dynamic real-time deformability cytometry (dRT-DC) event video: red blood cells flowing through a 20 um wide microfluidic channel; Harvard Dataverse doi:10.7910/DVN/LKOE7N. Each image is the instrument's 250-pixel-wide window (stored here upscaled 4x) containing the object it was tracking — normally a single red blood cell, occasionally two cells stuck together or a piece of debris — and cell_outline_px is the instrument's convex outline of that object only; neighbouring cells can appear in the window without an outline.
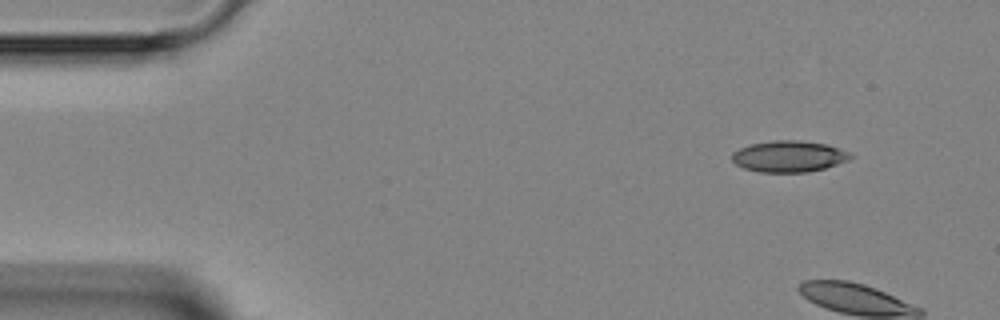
{"species": "Egyptian fruit bat (a non-hibernating species)", "species_latin": "Rousettus aegyptiacus", "temperature_condition": "room temperature", "stored_images_in_passage": 7, "camera_frame_rate_fps": 3000, "um_per_image_px": 0.085, "animal": {"sex": "female"}, "frame": {"image": 1, "passage_image": 1, "time_ms": 0.0, "image_size_px": [1000, 320], "cell_outline_px": [[856, 156], [848, 160], [824, 168], [808, 172], [760, 172], [744, 168], [736, 164], [732, 160], [732, 152], [740, 148], [752, 144], [776, 140], [796, 140], [824, 144], [840, 148]], "centroid_in_image_um": [67.06, 13.29], "position_along_channel_um": 17.9, "area_um2": 21.44}}
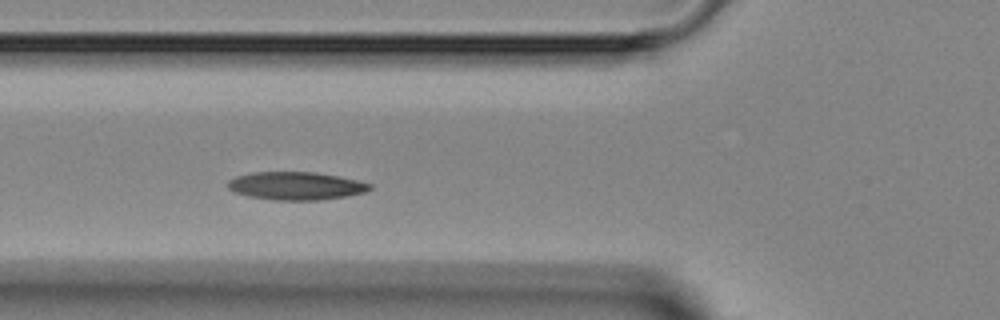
{"frame": {"image": 2, "passage_image": 4, "time_ms": 5.0, "image_size_px": [1000, 320], "cell_outline_px": [[372, 188], [364, 192], [348, 196], [320, 200], [272, 200], [248, 196], [232, 192], [228, 188], [228, 180], [236, 176], [252, 172], [316, 172], [356, 180], [372, 184]], "centroid_in_image_um": [25.12, 15.8], "position_along_channel_um": 100.7, "area_um2": 23.24}}
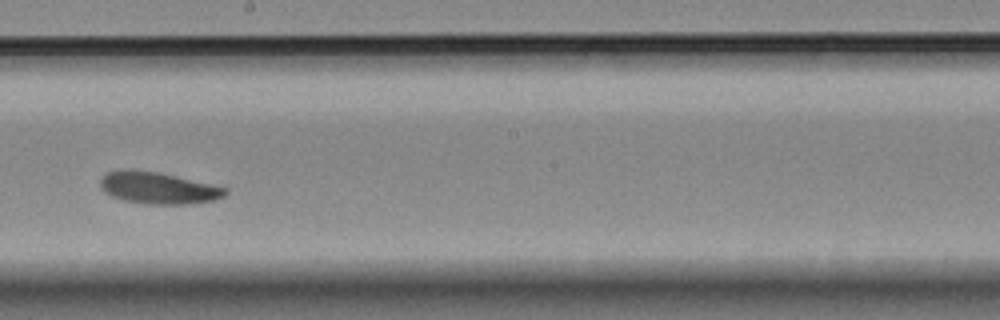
{"frame": {"image": 3, "passage_image": 7, "time_ms": 8.333, "image_size_px": [1000, 320], "cell_outline_px": [[228, 192], [224, 196], [212, 200], [184, 204], [144, 204], [124, 200], [112, 196], [104, 192], [100, 188], [100, 180], [108, 172], [156, 172], [212, 184], [228, 188]], "centroid_in_image_um": [13.49, 16.02], "position_along_channel_um": 234.7, "area_um2": 22.31}}